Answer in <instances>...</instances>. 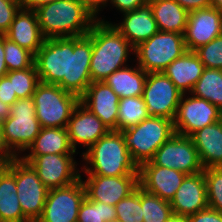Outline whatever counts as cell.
Masks as SVG:
<instances>
[{
	"mask_svg": "<svg viewBox=\"0 0 222 222\" xmlns=\"http://www.w3.org/2000/svg\"><path fill=\"white\" fill-rule=\"evenodd\" d=\"M188 222H222V212L207 207L187 217Z\"/></svg>",
	"mask_w": 222,
	"mask_h": 222,
	"instance_id": "cell-39",
	"label": "cell"
},
{
	"mask_svg": "<svg viewBox=\"0 0 222 222\" xmlns=\"http://www.w3.org/2000/svg\"><path fill=\"white\" fill-rule=\"evenodd\" d=\"M120 132L138 167L151 161L157 149L176 133L172 120L156 116H149L139 124Z\"/></svg>",
	"mask_w": 222,
	"mask_h": 222,
	"instance_id": "cell-5",
	"label": "cell"
},
{
	"mask_svg": "<svg viewBox=\"0 0 222 222\" xmlns=\"http://www.w3.org/2000/svg\"><path fill=\"white\" fill-rule=\"evenodd\" d=\"M149 116L142 96L120 99L118 104L117 131L135 126Z\"/></svg>",
	"mask_w": 222,
	"mask_h": 222,
	"instance_id": "cell-30",
	"label": "cell"
},
{
	"mask_svg": "<svg viewBox=\"0 0 222 222\" xmlns=\"http://www.w3.org/2000/svg\"><path fill=\"white\" fill-rule=\"evenodd\" d=\"M41 128L33 97L19 98L11 105L10 116L2 122L5 148L14 157H20L39 135Z\"/></svg>",
	"mask_w": 222,
	"mask_h": 222,
	"instance_id": "cell-6",
	"label": "cell"
},
{
	"mask_svg": "<svg viewBox=\"0 0 222 222\" xmlns=\"http://www.w3.org/2000/svg\"><path fill=\"white\" fill-rule=\"evenodd\" d=\"M131 54L134 55V47L111 23L97 20L93 24L90 61L92 82L105 81L113 72L129 65Z\"/></svg>",
	"mask_w": 222,
	"mask_h": 222,
	"instance_id": "cell-3",
	"label": "cell"
},
{
	"mask_svg": "<svg viewBox=\"0 0 222 222\" xmlns=\"http://www.w3.org/2000/svg\"><path fill=\"white\" fill-rule=\"evenodd\" d=\"M85 197L81 178L69 186L49 189L43 212L36 222H77L79 208Z\"/></svg>",
	"mask_w": 222,
	"mask_h": 222,
	"instance_id": "cell-12",
	"label": "cell"
},
{
	"mask_svg": "<svg viewBox=\"0 0 222 222\" xmlns=\"http://www.w3.org/2000/svg\"><path fill=\"white\" fill-rule=\"evenodd\" d=\"M92 28L87 35L45 39L34 55L41 83L59 85L79 98L92 83Z\"/></svg>",
	"mask_w": 222,
	"mask_h": 222,
	"instance_id": "cell-1",
	"label": "cell"
},
{
	"mask_svg": "<svg viewBox=\"0 0 222 222\" xmlns=\"http://www.w3.org/2000/svg\"><path fill=\"white\" fill-rule=\"evenodd\" d=\"M172 213L189 217L208 207L204 172L187 175L170 202Z\"/></svg>",
	"mask_w": 222,
	"mask_h": 222,
	"instance_id": "cell-21",
	"label": "cell"
},
{
	"mask_svg": "<svg viewBox=\"0 0 222 222\" xmlns=\"http://www.w3.org/2000/svg\"><path fill=\"white\" fill-rule=\"evenodd\" d=\"M188 12L211 7L212 0H175Z\"/></svg>",
	"mask_w": 222,
	"mask_h": 222,
	"instance_id": "cell-42",
	"label": "cell"
},
{
	"mask_svg": "<svg viewBox=\"0 0 222 222\" xmlns=\"http://www.w3.org/2000/svg\"><path fill=\"white\" fill-rule=\"evenodd\" d=\"M82 2L83 5L93 13L97 18L100 15V11H103L102 8L107 7L108 0H78Z\"/></svg>",
	"mask_w": 222,
	"mask_h": 222,
	"instance_id": "cell-43",
	"label": "cell"
},
{
	"mask_svg": "<svg viewBox=\"0 0 222 222\" xmlns=\"http://www.w3.org/2000/svg\"><path fill=\"white\" fill-rule=\"evenodd\" d=\"M182 95L163 72L147 74L142 97L150 116L174 121Z\"/></svg>",
	"mask_w": 222,
	"mask_h": 222,
	"instance_id": "cell-14",
	"label": "cell"
},
{
	"mask_svg": "<svg viewBox=\"0 0 222 222\" xmlns=\"http://www.w3.org/2000/svg\"><path fill=\"white\" fill-rule=\"evenodd\" d=\"M122 16L123 19L119 23L109 22L101 17H98L97 20L111 23L134 48L159 31L150 4L123 13Z\"/></svg>",
	"mask_w": 222,
	"mask_h": 222,
	"instance_id": "cell-20",
	"label": "cell"
},
{
	"mask_svg": "<svg viewBox=\"0 0 222 222\" xmlns=\"http://www.w3.org/2000/svg\"><path fill=\"white\" fill-rule=\"evenodd\" d=\"M4 60L9 71L23 70L34 64V55L4 35Z\"/></svg>",
	"mask_w": 222,
	"mask_h": 222,
	"instance_id": "cell-35",
	"label": "cell"
},
{
	"mask_svg": "<svg viewBox=\"0 0 222 222\" xmlns=\"http://www.w3.org/2000/svg\"><path fill=\"white\" fill-rule=\"evenodd\" d=\"M4 56V35H0V78L4 77L8 73Z\"/></svg>",
	"mask_w": 222,
	"mask_h": 222,
	"instance_id": "cell-46",
	"label": "cell"
},
{
	"mask_svg": "<svg viewBox=\"0 0 222 222\" xmlns=\"http://www.w3.org/2000/svg\"><path fill=\"white\" fill-rule=\"evenodd\" d=\"M186 176L184 172L157 166L149 161L139 167V186L148 193L171 202Z\"/></svg>",
	"mask_w": 222,
	"mask_h": 222,
	"instance_id": "cell-17",
	"label": "cell"
},
{
	"mask_svg": "<svg viewBox=\"0 0 222 222\" xmlns=\"http://www.w3.org/2000/svg\"><path fill=\"white\" fill-rule=\"evenodd\" d=\"M116 219L122 222H143L141 187L138 186L127 197L115 205Z\"/></svg>",
	"mask_w": 222,
	"mask_h": 222,
	"instance_id": "cell-34",
	"label": "cell"
},
{
	"mask_svg": "<svg viewBox=\"0 0 222 222\" xmlns=\"http://www.w3.org/2000/svg\"><path fill=\"white\" fill-rule=\"evenodd\" d=\"M206 181L208 207L222 212V167L203 170Z\"/></svg>",
	"mask_w": 222,
	"mask_h": 222,
	"instance_id": "cell-36",
	"label": "cell"
},
{
	"mask_svg": "<svg viewBox=\"0 0 222 222\" xmlns=\"http://www.w3.org/2000/svg\"><path fill=\"white\" fill-rule=\"evenodd\" d=\"M5 76L12 83L13 94L18 99L33 97L36 86L40 83L35 64L23 70L9 71Z\"/></svg>",
	"mask_w": 222,
	"mask_h": 222,
	"instance_id": "cell-32",
	"label": "cell"
},
{
	"mask_svg": "<svg viewBox=\"0 0 222 222\" xmlns=\"http://www.w3.org/2000/svg\"><path fill=\"white\" fill-rule=\"evenodd\" d=\"M14 157L6 148L3 141L2 121H0V164Z\"/></svg>",
	"mask_w": 222,
	"mask_h": 222,
	"instance_id": "cell-45",
	"label": "cell"
},
{
	"mask_svg": "<svg viewBox=\"0 0 222 222\" xmlns=\"http://www.w3.org/2000/svg\"><path fill=\"white\" fill-rule=\"evenodd\" d=\"M185 51L184 34L158 31L134 48L133 62L147 73H159Z\"/></svg>",
	"mask_w": 222,
	"mask_h": 222,
	"instance_id": "cell-7",
	"label": "cell"
},
{
	"mask_svg": "<svg viewBox=\"0 0 222 222\" xmlns=\"http://www.w3.org/2000/svg\"><path fill=\"white\" fill-rule=\"evenodd\" d=\"M149 4L159 31L185 33L189 12L175 0H157Z\"/></svg>",
	"mask_w": 222,
	"mask_h": 222,
	"instance_id": "cell-28",
	"label": "cell"
},
{
	"mask_svg": "<svg viewBox=\"0 0 222 222\" xmlns=\"http://www.w3.org/2000/svg\"><path fill=\"white\" fill-rule=\"evenodd\" d=\"M5 36L10 41L30 51L33 55L38 52L45 41L35 10L22 8L16 13Z\"/></svg>",
	"mask_w": 222,
	"mask_h": 222,
	"instance_id": "cell-22",
	"label": "cell"
},
{
	"mask_svg": "<svg viewBox=\"0 0 222 222\" xmlns=\"http://www.w3.org/2000/svg\"><path fill=\"white\" fill-rule=\"evenodd\" d=\"M0 222H30L20 207L14 173L0 164Z\"/></svg>",
	"mask_w": 222,
	"mask_h": 222,
	"instance_id": "cell-25",
	"label": "cell"
},
{
	"mask_svg": "<svg viewBox=\"0 0 222 222\" xmlns=\"http://www.w3.org/2000/svg\"><path fill=\"white\" fill-rule=\"evenodd\" d=\"M143 222H165L173 213L170 202L141 188Z\"/></svg>",
	"mask_w": 222,
	"mask_h": 222,
	"instance_id": "cell-31",
	"label": "cell"
},
{
	"mask_svg": "<svg viewBox=\"0 0 222 222\" xmlns=\"http://www.w3.org/2000/svg\"><path fill=\"white\" fill-rule=\"evenodd\" d=\"M221 119L222 111L217 106L188 93L182 95L173 123L176 134L190 137L197 130Z\"/></svg>",
	"mask_w": 222,
	"mask_h": 222,
	"instance_id": "cell-11",
	"label": "cell"
},
{
	"mask_svg": "<svg viewBox=\"0 0 222 222\" xmlns=\"http://www.w3.org/2000/svg\"><path fill=\"white\" fill-rule=\"evenodd\" d=\"M67 130L70 144L75 152H77V147L79 148L81 145L87 150L110 131V129L81 102L74 108L67 125Z\"/></svg>",
	"mask_w": 222,
	"mask_h": 222,
	"instance_id": "cell-18",
	"label": "cell"
},
{
	"mask_svg": "<svg viewBox=\"0 0 222 222\" xmlns=\"http://www.w3.org/2000/svg\"><path fill=\"white\" fill-rule=\"evenodd\" d=\"M36 117L42 128L67 127L80 98L59 85L39 83L33 94Z\"/></svg>",
	"mask_w": 222,
	"mask_h": 222,
	"instance_id": "cell-8",
	"label": "cell"
},
{
	"mask_svg": "<svg viewBox=\"0 0 222 222\" xmlns=\"http://www.w3.org/2000/svg\"><path fill=\"white\" fill-rule=\"evenodd\" d=\"M45 39L87 35L97 17L78 0H57L35 10Z\"/></svg>",
	"mask_w": 222,
	"mask_h": 222,
	"instance_id": "cell-2",
	"label": "cell"
},
{
	"mask_svg": "<svg viewBox=\"0 0 222 222\" xmlns=\"http://www.w3.org/2000/svg\"><path fill=\"white\" fill-rule=\"evenodd\" d=\"M211 7L222 12V0H212Z\"/></svg>",
	"mask_w": 222,
	"mask_h": 222,
	"instance_id": "cell-49",
	"label": "cell"
},
{
	"mask_svg": "<svg viewBox=\"0 0 222 222\" xmlns=\"http://www.w3.org/2000/svg\"><path fill=\"white\" fill-rule=\"evenodd\" d=\"M0 100L10 106L18 100L16 94H13L12 83L6 76L0 78Z\"/></svg>",
	"mask_w": 222,
	"mask_h": 222,
	"instance_id": "cell-41",
	"label": "cell"
},
{
	"mask_svg": "<svg viewBox=\"0 0 222 222\" xmlns=\"http://www.w3.org/2000/svg\"><path fill=\"white\" fill-rule=\"evenodd\" d=\"M151 161L157 166L179 170L187 175L204 170L192 138L176 133L157 149Z\"/></svg>",
	"mask_w": 222,
	"mask_h": 222,
	"instance_id": "cell-13",
	"label": "cell"
},
{
	"mask_svg": "<svg viewBox=\"0 0 222 222\" xmlns=\"http://www.w3.org/2000/svg\"><path fill=\"white\" fill-rule=\"evenodd\" d=\"M57 0H19L20 7L26 10H36L38 7Z\"/></svg>",
	"mask_w": 222,
	"mask_h": 222,
	"instance_id": "cell-44",
	"label": "cell"
},
{
	"mask_svg": "<svg viewBox=\"0 0 222 222\" xmlns=\"http://www.w3.org/2000/svg\"><path fill=\"white\" fill-rule=\"evenodd\" d=\"M204 69V64L195 51L187 50L169 64L163 73L181 93L188 94L193 90Z\"/></svg>",
	"mask_w": 222,
	"mask_h": 222,
	"instance_id": "cell-23",
	"label": "cell"
},
{
	"mask_svg": "<svg viewBox=\"0 0 222 222\" xmlns=\"http://www.w3.org/2000/svg\"><path fill=\"white\" fill-rule=\"evenodd\" d=\"M75 154L22 155L24 161L36 170L42 183L48 188L69 186L80 179ZM74 156V157H73Z\"/></svg>",
	"mask_w": 222,
	"mask_h": 222,
	"instance_id": "cell-10",
	"label": "cell"
},
{
	"mask_svg": "<svg viewBox=\"0 0 222 222\" xmlns=\"http://www.w3.org/2000/svg\"><path fill=\"white\" fill-rule=\"evenodd\" d=\"M109 3L112 4V7H116L115 9L119 10L121 14L149 4L148 0H108L107 6Z\"/></svg>",
	"mask_w": 222,
	"mask_h": 222,
	"instance_id": "cell-40",
	"label": "cell"
},
{
	"mask_svg": "<svg viewBox=\"0 0 222 222\" xmlns=\"http://www.w3.org/2000/svg\"><path fill=\"white\" fill-rule=\"evenodd\" d=\"M191 94L207 100L222 111V70L205 68Z\"/></svg>",
	"mask_w": 222,
	"mask_h": 222,
	"instance_id": "cell-29",
	"label": "cell"
},
{
	"mask_svg": "<svg viewBox=\"0 0 222 222\" xmlns=\"http://www.w3.org/2000/svg\"><path fill=\"white\" fill-rule=\"evenodd\" d=\"M154 1H157V0H148V3H152V2H154Z\"/></svg>",
	"mask_w": 222,
	"mask_h": 222,
	"instance_id": "cell-51",
	"label": "cell"
},
{
	"mask_svg": "<svg viewBox=\"0 0 222 222\" xmlns=\"http://www.w3.org/2000/svg\"><path fill=\"white\" fill-rule=\"evenodd\" d=\"M120 98L104 82H92L80 102L95 114L110 130L117 131L118 104Z\"/></svg>",
	"mask_w": 222,
	"mask_h": 222,
	"instance_id": "cell-19",
	"label": "cell"
},
{
	"mask_svg": "<svg viewBox=\"0 0 222 222\" xmlns=\"http://www.w3.org/2000/svg\"><path fill=\"white\" fill-rule=\"evenodd\" d=\"M82 173L108 177L139 175V167L133 161L120 131L110 130L81 155Z\"/></svg>",
	"mask_w": 222,
	"mask_h": 222,
	"instance_id": "cell-4",
	"label": "cell"
},
{
	"mask_svg": "<svg viewBox=\"0 0 222 222\" xmlns=\"http://www.w3.org/2000/svg\"><path fill=\"white\" fill-rule=\"evenodd\" d=\"M134 66L120 68L104 81L120 99L143 95L148 73L137 64Z\"/></svg>",
	"mask_w": 222,
	"mask_h": 222,
	"instance_id": "cell-26",
	"label": "cell"
},
{
	"mask_svg": "<svg viewBox=\"0 0 222 222\" xmlns=\"http://www.w3.org/2000/svg\"><path fill=\"white\" fill-rule=\"evenodd\" d=\"M29 150V151H28ZM24 152L23 155H44V154H78L72 148L67 127L41 128L39 135Z\"/></svg>",
	"mask_w": 222,
	"mask_h": 222,
	"instance_id": "cell-27",
	"label": "cell"
},
{
	"mask_svg": "<svg viewBox=\"0 0 222 222\" xmlns=\"http://www.w3.org/2000/svg\"><path fill=\"white\" fill-rule=\"evenodd\" d=\"M15 175L17 195L23 215L36 222L46 202L48 188L42 183L36 170L21 157H12L4 163Z\"/></svg>",
	"mask_w": 222,
	"mask_h": 222,
	"instance_id": "cell-9",
	"label": "cell"
},
{
	"mask_svg": "<svg viewBox=\"0 0 222 222\" xmlns=\"http://www.w3.org/2000/svg\"><path fill=\"white\" fill-rule=\"evenodd\" d=\"M82 178L89 200L115 206L139 186V175H123L108 177L102 175H86Z\"/></svg>",
	"mask_w": 222,
	"mask_h": 222,
	"instance_id": "cell-15",
	"label": "cell"
},
{
	"mask_svg": "<svg viewBox=\"0 0 222 222\" xmlns=\"http://www.w3.org/2000/svg\"><path fill=\"white\" fill-rule=\"evenodd\" d=\"M204 169L222 167V119L191 136Z\"/></svg>",
	"mask_w": 222,
	"mask_h": 222,
	"instance_id": "cell-24",
	"label": "cell"
},
{
	"mask_svg": "<svg viewBox=\"0 0 222 222\" xmlns=\"http://www.w3.org/2000/svg\"><path fill=\"white\" fill-rule=\"evenodd\" d=\"M109 222H122V221H120L118 219H115V220H112V221H109Z\"/></svg>",
	"mask_w": 222,
	"mask_h": 222,
	"instance_id": "cell-50",
	"label": "cell"
},
{
	"mask_svg": "<svg viewBox=\"0 0 222 222\" xmlns=\"http://www.w3.org/2000/svg\"><path fill=\"white\" fill-rule=\"evenodd\" d=\"M205 68L222 70V35L195 50Z\"/></svg>",
	"mask_w": 222,
	"mask_h": 222,
	"instance_id": "cell-37",
	"label": "cell"
},
{
	"mask_svg": "<svg viewBox=\"0 0 222 222\" xmlns=\"http://www.w3.org/2000/svg\"><path fill=\"white\" fill-rule=\"evenodd\" d=\"M220 35H222V12L213 7L189 12L184 33L187 50L195 51Z\"/></svg>",
	"mask_w": 222,
	"mask_h": 222,
	"instance_id": "cell-16",
	"label": "cell"
},
{
	"mask_svg": "<svg viewBox=\"0 0 222 222\" xmlns=\"http://www.w3.org/2000/svg\"><path fill=\"white\" fill-rule=\"evenodd\" d=\"M115 219V206L85 197L79 208L77 222H109Z\"/></svg>",
	"mask_w": 222,
	"mask_h": 222,
	"instance_id": "cell-33",
	"label": "cell"
},
{
	"mask_svg": "<svg viewBox=\"0 0 222 222\" xmlns=\"http://www.w3.org/2000/svg\"><path fill=\"white\" fill-rule=\"evenodd\" d=\"M165 222H188L187 217L172 214Z\"/></svg>",
	"mask_w": 222,
	"mask_h": 222,
	"instance_id": "cell-48",
	"label": "cell"
},
{
	"mask_svg": "<svg viewBox=\"0 0 222 222\" xmlns=\"http://www.w3.org/2000/svg\"><path fill=\"white\" fill-rule=\"evenodd\" d=\"M19 0H0V35H5L20 9Z\"/></svg>",
	"mask_w": 222,
	"mask_h": 222,
	"instance_id": "cell-38",
	"label": "cell"
},
{
	"mask_svg": "<svg viewBox=\"0 0 222 222\" xmlns=\"http://www.w3.org/2000/svg\"><path fill=\"white\" fill-rule=\"evenodd\" d=\"M11 106L0 100V121L6 120L10 116Z\"/></svg>",
	"mask_w": 222,
	"mask_h": 222,
	"instance_id": "cell-47",
	"label": "cell"
}]
</instances>
